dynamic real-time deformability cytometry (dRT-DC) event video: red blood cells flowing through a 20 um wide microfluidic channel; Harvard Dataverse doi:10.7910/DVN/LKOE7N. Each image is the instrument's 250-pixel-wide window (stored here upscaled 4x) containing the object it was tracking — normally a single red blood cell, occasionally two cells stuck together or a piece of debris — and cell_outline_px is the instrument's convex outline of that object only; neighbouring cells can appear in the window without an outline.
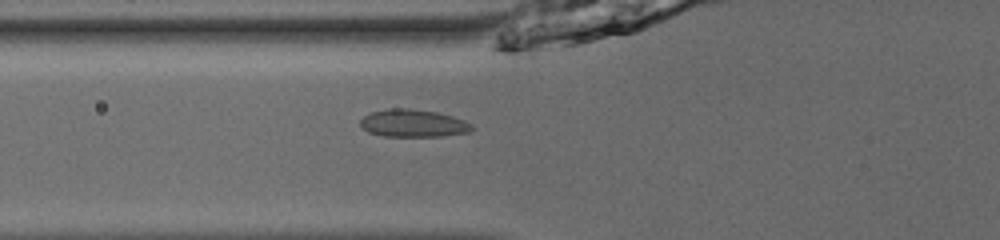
{"species": "common noctule bat (a hibernating species)", "species_latin": "Nyctalus noctula", "temperature_condition": "room temperature", "stored_images_in_passage": 33, "camera_frame_rate_fps": 3000, "um_per_image_px": 0.085, "animal": {"sex": "male", "body_mass_g": 13.0, "forearm_length_mm": 53.1}, "frame": {"image": 1, "passage_image": 2, "time_ms": 0.333, "image_size_px": [1000, 240], "cell_outline_px": [[476, 128], [468, 132], [444, 136], [384, 136], [368, 132], [360, 124], [360, 120], [364, 116], [372, 112], [392, 108], [408, 108], [436, 112], [452, 116], [464, 120], [472, 124]], "centroid_in_image_um": [35.15, 10.48], "position_along_channel_um": 90.6, "area_um2": 17.86}}
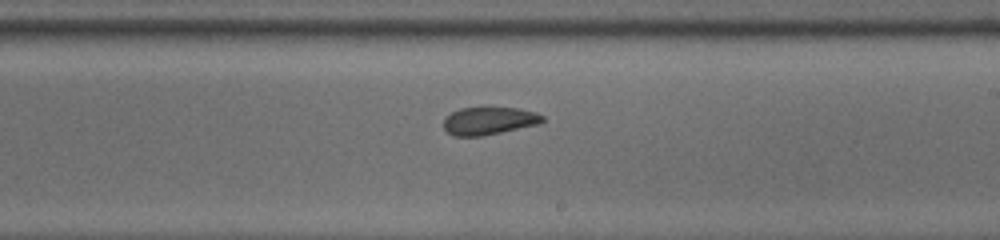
{"frame": {"image": 2, "passage_image": 14, "time_ms": 4.333, "image_size_px": [1000, 240], "cell_outline_px": [[544, 120], [540, 124], [480, 136], [452, 136], [444, 128], [444, 120], [452, 112], [460, 108], [520, 108], [536, 112], [544, 116]], "centroid_in_image_um": [41.59, 10.27], "position_along_channel_um": 247.4, "area_um2": 15.84}}
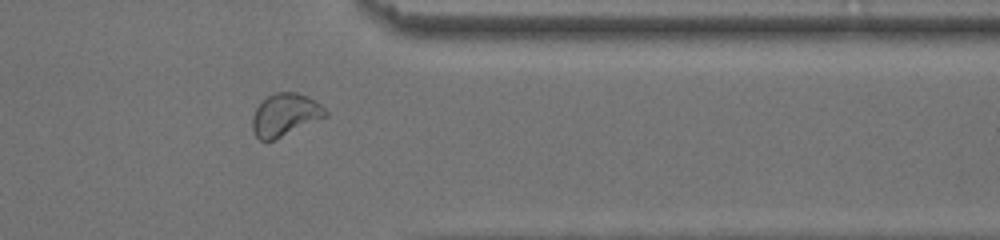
{"frame": {"image": 3, "passage_image": 25, "time_ms": 8.0, "image_size_px": [1000, 240], "cell_outline_px": [[328, 116], [272, 140], [260, 140], [256, 136], [252, 128], [252, 116], [256, 108], [268, 96], [276, 92], [296, 92], [308, 96], [316, 100], [328, 112]], "centroid_in_image_um": [24.25, 9.74], "position_along_channel_um": 387.2, "area_um2": 17.92}, "authors_computed_cell_mechanics": {"area_um2": 16.4152, "velocity_mm_per_s": 3.8993, "shape_relaxation_time_tau1_ms": 7.5858, "shape_relaxation_time_tau2_ms": 2.1107, "deformation_change_tau1": 0.1313, "deformation_change_tau2": 0.0494}}